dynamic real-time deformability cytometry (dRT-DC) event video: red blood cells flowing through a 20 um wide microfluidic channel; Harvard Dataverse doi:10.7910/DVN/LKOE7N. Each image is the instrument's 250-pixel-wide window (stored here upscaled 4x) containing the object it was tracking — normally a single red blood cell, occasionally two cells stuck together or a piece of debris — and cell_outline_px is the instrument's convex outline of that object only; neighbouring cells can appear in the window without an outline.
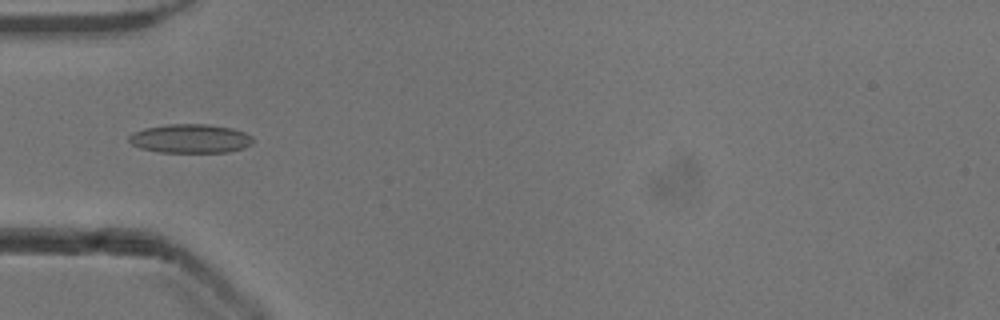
{"species": "common noctule bat (a hibernating species)", "species_latin": "Nyctalus noctula", "temperature_condition": "cold", "stored_images_in_passage": 12, "camera_frame_rate_fps": 3000, "um_per_image_px": 0.085, "animal": {"sex": "male", "body_mass_g": 13.3}, "frame": {"image": 1, "passage_image": 6, "time_ms": 1.667, "image_size_px": [1000, 320], "cell_outline_px": [[252, 144], [244, 148], [228, 152], [160, 152], [140, 148], [132, 144], [128, 140], [128, 136], [132, 132], [144, 128], [168, 124], [204, 124], [232, 128], [244, 132], [252, 136]], "centroid_in_image_um": [16.16, 11.78], "position_along_channel_um": 68.8, "area_um2": 20.92}}
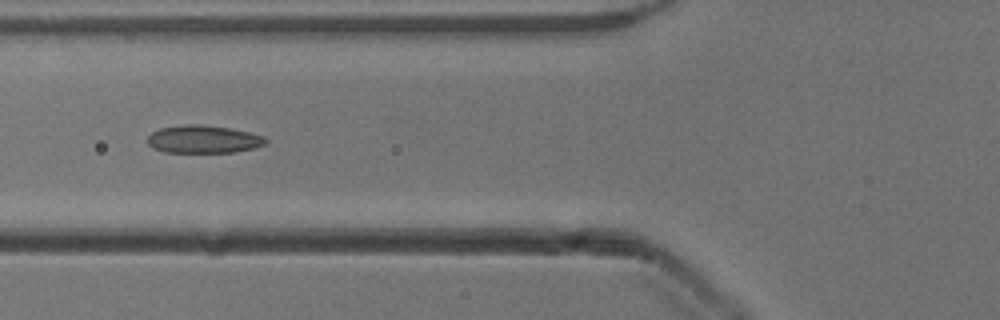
{"frame": {"image": 2, "passage_image": 9, "time_ms": 2.667, "image_size_px": [1000, 320], "cell_outline_px": [[268, 140], [264, 144], [256, 148], [236, 152], [164, 152], [152, 148], [148, 144], [148, 136], [152, 132], [160, 128], [184, 124], [200, 124], [228, 128], [248, 132], [264, 136]], "centroid_in_image_um": [17.28, 11.84], "position_along_channel_um": 108.5, "area_um2": 19.19}}